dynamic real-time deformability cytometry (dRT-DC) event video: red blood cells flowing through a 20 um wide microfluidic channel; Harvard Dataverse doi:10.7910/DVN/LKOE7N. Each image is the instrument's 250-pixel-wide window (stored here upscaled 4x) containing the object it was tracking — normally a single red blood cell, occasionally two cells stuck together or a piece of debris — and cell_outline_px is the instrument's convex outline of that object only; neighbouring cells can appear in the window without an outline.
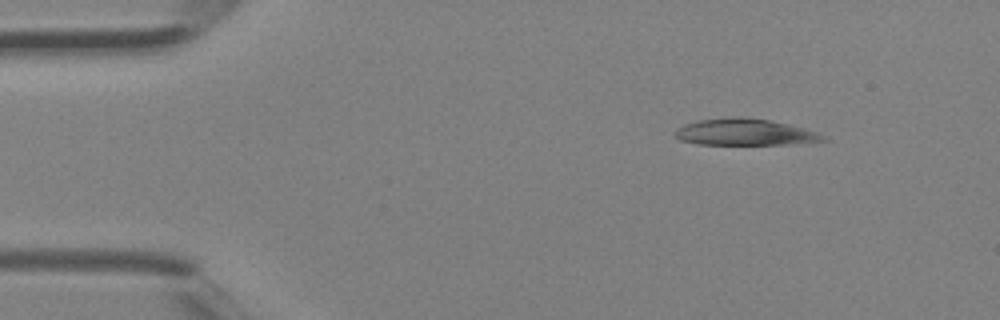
{"species": "Egyptian fruit bat (a non-hibernating species)", "species_latin": "Rousettus aegyptiacus", "temperature_condition": "room temperature", "stored_images_in_passage": 3, "camera_frame_rate_fps": 3000, "um_per_image_px": 0.085, "animal": {"sex": "female"}, "frame": {"image": 1, "passage_image": 1, "time_ms": 0.0, "image_size_px": [1000, 320], "cell_outline_px": [[828, 140], [788, 144], [696, 144], [680, 140], [676, 136], [676, 128], [684, 124], [696, 120], [732, 116], [740, 116], [772, 120], [788, 124], [816, 132], [828, 136]], "centroid_in_image_um": [63.29, 11.22], "position_along_channel_um": 21.7, "area_um2": 23.0}}